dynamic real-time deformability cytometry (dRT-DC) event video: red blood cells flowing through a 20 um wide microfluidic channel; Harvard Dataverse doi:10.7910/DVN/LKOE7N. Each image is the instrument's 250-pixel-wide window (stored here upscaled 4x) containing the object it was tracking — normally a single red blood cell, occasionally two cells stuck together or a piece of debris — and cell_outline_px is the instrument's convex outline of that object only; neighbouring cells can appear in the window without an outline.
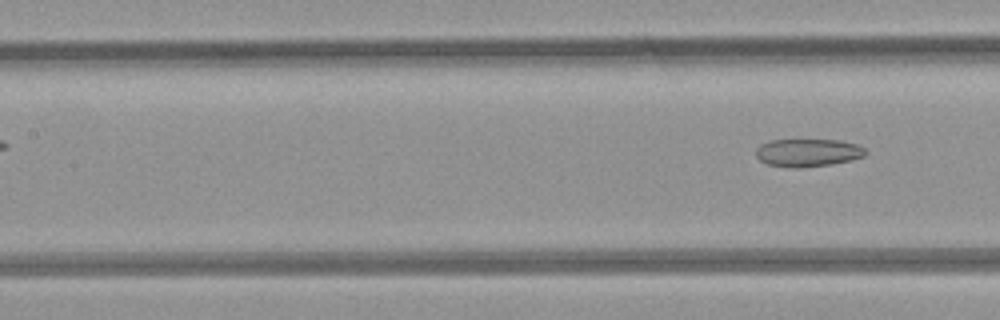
{"species": "common noctule bat (a hibernating species)", "species_latin": "Nyctalus noctula", "temperature_condition": "room temperature", "stored_images_in_passage": 7, "segment_of_instrument_passage": [2, 2], "camera_frame_rate_fps": 3000, "um_per_image_px": 0.085, "animal": {"sex": "female", "body_mass_g": 21.9}, "frame": {"image": 1, "passage_image": 7, "time_ms": 8.0, "image_size_px": [1000, 320], "cell_outline_px": [[868, 152], [864, 156], [852, 160], [832, 164], [800, 168], [792, 168], [768, 164], [760, 160], [756, 156], [756, 148], [760, 144], [768, 140], [840, 140], [856, 144], [864, 148]], "centroid_in_image_um": [68.67, 12.98], "position_along_channel_um": 138.7, "area_um2": 17.92}}